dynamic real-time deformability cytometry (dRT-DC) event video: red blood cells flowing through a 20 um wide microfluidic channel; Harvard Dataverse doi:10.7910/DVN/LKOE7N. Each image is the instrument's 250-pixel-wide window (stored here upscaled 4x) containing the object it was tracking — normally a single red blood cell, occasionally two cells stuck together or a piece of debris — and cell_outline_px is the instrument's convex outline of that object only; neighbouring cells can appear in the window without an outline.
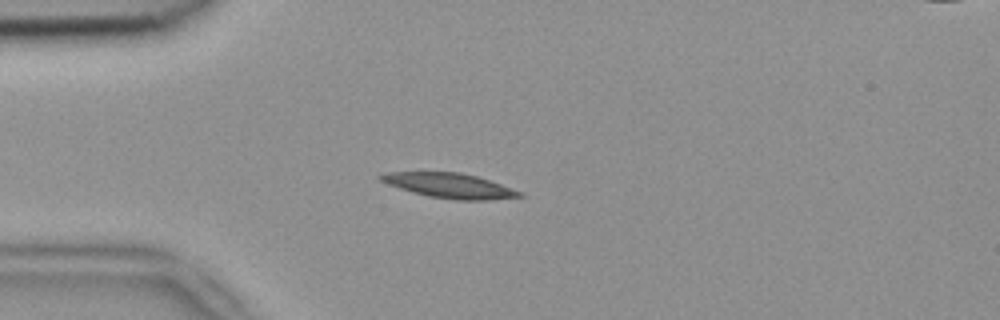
{"species": "common noctule bat (a hibernating species)", "species_latin": "Nyctalus noctula", "temperature_condition": "room temperature", "stored_images_in_passage": 2, "camera_frame_rate_fps": 3000, "um_per_image_px": 0.085, "animal": {"sex": "female", "body_mass_g": 18.4}, "frame": {"image": 1, "passage_image": 2, "time_ms": 0.333, "image_size_px": [1000, 320], "cell_outline_px": [[524, 196], [488, 200], [456, 200], [428, 196], [412, 192], [388, 184], [380, 180], [376, 176], [388, 172], [460, 172], [476, 176], [524, 192]], "centroid_in_image_um": [38.22, 15.78], "position_along_channel_um": 46.8, "area_um2": 20.0}}